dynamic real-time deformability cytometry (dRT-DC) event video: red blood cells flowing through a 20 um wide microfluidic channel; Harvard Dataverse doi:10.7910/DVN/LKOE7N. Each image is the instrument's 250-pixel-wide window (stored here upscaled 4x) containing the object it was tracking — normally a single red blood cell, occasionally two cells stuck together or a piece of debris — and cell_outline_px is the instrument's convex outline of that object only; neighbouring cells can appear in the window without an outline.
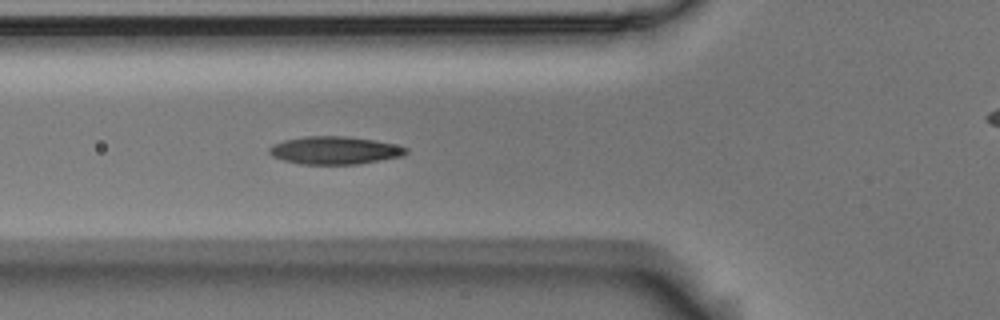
{"species": "Egyptian fruit bat (a non-hibernating species)", "species_latin": "Rousettus aegyptiacus", "temperature_condition": "room temperature", "stored_images_in_passage": 5, "segment_of_instrument_passage": [1, 2], "camera_frame_rate_fps": 3000, "um_per_image_px": 0.085, "animal": {"sex": "male"}, "frame": {"image": 1, "passage_image": 4, "time_ms": 1.0, "image_size_px": [1000, 320], "cell_outline_px": [[408, 152], [404, 156], [360, 164], [300, 164], [284, 160], [272, 156], [268, 152], [268, 148], [284, 140], [304, 136], [348, 136], [376, 140], [408, 148]], "centroid_in_image_um": [28.48, 12.78], "position_along_channel_um": 97.3, "area_um2": 22.25}}